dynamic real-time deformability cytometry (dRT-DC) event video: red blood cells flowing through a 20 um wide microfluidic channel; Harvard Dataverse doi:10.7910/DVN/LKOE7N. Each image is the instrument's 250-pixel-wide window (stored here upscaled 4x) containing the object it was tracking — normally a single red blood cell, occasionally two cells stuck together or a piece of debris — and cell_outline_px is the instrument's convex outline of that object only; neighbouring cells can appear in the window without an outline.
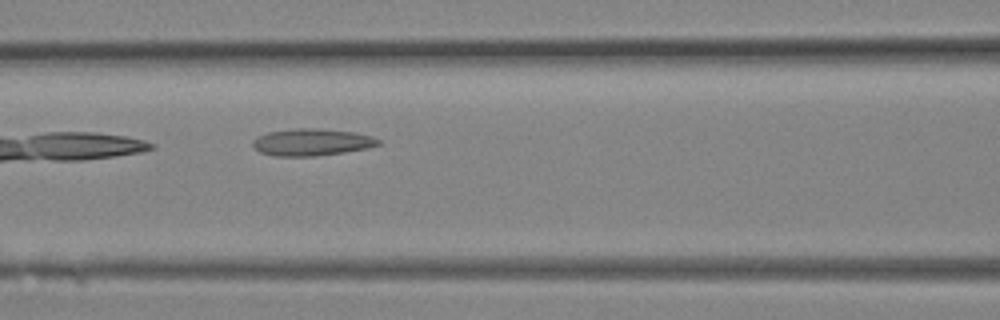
{"species": "Egyptian fruit bat (a non-hibernating species)", "species_latin": "Rousettus aegyptiacus", "temperature_condition": "room temperature", "stored_images_in_passage": 12, "camera_frame_rate_fps": 3000, "um_per_image_px": 0.085, "animal": {"sex": "female"}, "frame": {"image": 1, "passage_image": 12, "time_ms": 3.667, "image_size_px": [1000, 320], "cell_outline_px": [[380, 144], [368, 148], [344, 152], [312, 156], [276, 156], [260, 152], [252, 144], [252, 140], [256, 136], [268, 132], [292, 128], [312, 128], [356, 132], [372, 136], [380, 140]], "centroid_in_image_um": [26.49, 12.07], "position_along_channel_um": 140.1, "area_um2": 19.77}}